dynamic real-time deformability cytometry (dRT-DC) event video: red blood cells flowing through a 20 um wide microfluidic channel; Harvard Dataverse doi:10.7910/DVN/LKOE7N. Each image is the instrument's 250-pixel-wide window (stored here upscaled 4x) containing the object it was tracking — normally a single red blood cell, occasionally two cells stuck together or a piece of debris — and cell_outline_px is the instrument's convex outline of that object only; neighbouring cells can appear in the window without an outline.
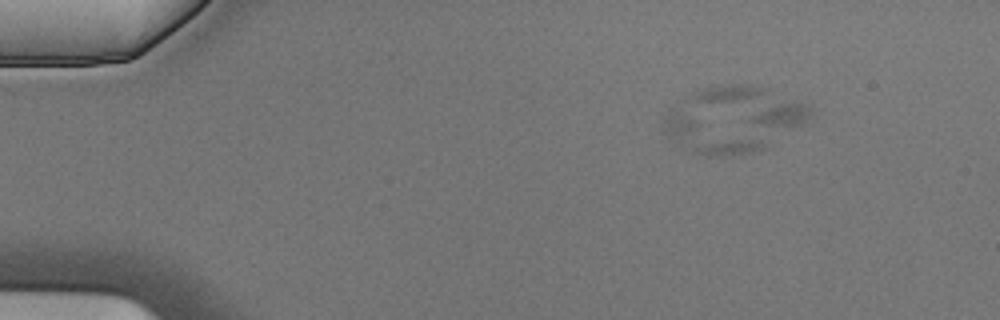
{"species": "Egyptian fruit bat (a non-hibernating species)", "species_latin": "Rousettus aegyptiacus", "temperature_condition": "cold", "stored_images_in_passage": 9, "camera_frame_rate_fps": 3000, "um_per_image_px": 0.085, "animal": {"sex": "male"}, "frame": {"image": 1, "passage_image": 2, "time_ms": 0.333, "image_size_px": [1000, 320], "cell_outline_px": [[768, 144], [764, 148], [752, 152], [724, 156], [696, 156], [680, 148], [664, 132], [664, 116], [672, 108], [680, 104], [760, 140]], "centroid_in_image_um": [60.07, 11.44], "position_along_channel_um": 24.9, "area_um2": 22.37}}